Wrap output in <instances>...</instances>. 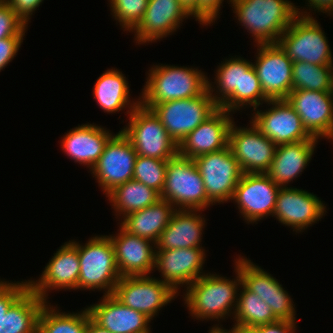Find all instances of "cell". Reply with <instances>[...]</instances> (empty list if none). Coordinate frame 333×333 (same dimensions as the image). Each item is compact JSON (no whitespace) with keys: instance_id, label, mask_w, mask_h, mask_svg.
I'll return each instance as SVG.
<instances>
[{"instance_id":"1","label":"cell","mask_w":333,"mask_h":333,"mask_svg":"<svg viewBox=\"0 0 333 333\" xmlns=\"http://www.w3.org/2000/svg\"><path fill=\"white\" fill-rule=\"evenodd\" d=\"M217 68L215 81L210 82L208 78V91L219 108L233 114L249 105L255 110L269 100L251 61L232 56L231 59H223ZM214 85L217 86L216 91Z\"/></svg>"},{"instance_id":"2","label":"cell","mask_w":333,"mask_h":333,"mask_svg":"<svg viewBox=\"0 0 333 333\" xmlns=\"http://www.w3.org/2000/svg\"><path fill=\"white\" fill-rule=\"evenodd\" d=\"M234 268L236 278L233 280L209 272L186 287L184 303L192 318L219 322V319L233 317L242 284L239 269Z\"/></svg>"},{"instance_id":"3","label":"cell","mask_w":333,"mask_h":333,"mask_svg":"<svg viewBox=\"0 0 333 333\" xmlns=\"http://www.w3.org/2000/svg\"><path fill=\"white\" fill-rule=\"evenodd\" d=\"M231 7L255 45L277 43L297 16L296 6L288 0H232Z\"/></svg>"},{"instance_id":"4","label":"cell","mask_w":333,"mask_h":333,"mask_svg":"<svg viewBox=\"0 0 333 333\" xmlns=\"http://www.w3.org/2000/svg\"><path fill=\"white\" fill-rule=\"evenodd\" d=\"M147 73L141 104L193 98L208 89V77L198 68L156 64Z\"/></svg>"},{"instance_id":"5","label":"cell","mask_w":333,"mask_h":333,"mask_svg":"<svg viewBox=\"0 0 333 333\" xmlns=\"http://www.w3.org/2000/svg\"><path fill=\"white\" fill-rule=\"evenodd\" d=\"M78 249L80 273L77 289L103 290L113 294L121 278L115 261V250L108 235L94 236L85 245L71 240Z\"/></svg>"},{"instance_id":"6","label":"cell","mask_w":333,"mask_h":333,"mask_svg":"<svg viewBox=\"0 0 333 333\" xmlns=\"http://www.w3.org/2000/svg\"><path fill=\"white\" fill-rule=\"evenodd\" d=\"M297 7V16L277 43L293 62L333 65L331 47L321 25L311 12L299 11Z\"/></svg>"},{"instance_id":"7","label":"cell","mask_w":333,"mask_h":333,"mask_svg":"<svg viewBox=\"0 0 333 333\" xmlns=\"http://www.w3.org/2000/svg\"><path fill=\"white\" fill-rule=\"evenodd\" d=\"M160 198L172 203L175 209L204 211L213 206L207 199L203 179L194 160L179 154L168 160Z\"/></svg>"},{"instance_id":"8","label":"cell","mask_w":333,"mask_h":333,"mask_svg":"<svg viewBox=\"0 0 333 333\" xmlns=\"http://www.w3.org/2000/svg\"><path fill=\"white\" fill-rule=\"evenodd\" d=\"M128 117L129 122L121 132L137 155L169 160L178 154V145L151 109L140 103Z\"/></svg>"},{"instance_id":"9","label":"cell","mask_w":333,"mask_h":333,"mask_svg":"<svg viewBox=\"0 0 333 333\" xmlns=\"http://www.w3.org/2000/svg\"><path fill=\"white\" fill-rule=\"evenodd\" d=\"M142 105L155 113L177 145L219 108L208 89L193 98Z\"/></svg>"},{"instance_id":"10","label":"cell","mask_w":333,"mask_h":333,"mask_svg":"<svg viewBox=\"0 0 333 333\" xmlns=\"http://www.w3.org/2000/svg\"><path fill=\"white\" fill-rule=\"evenodd\" d=\"M178 294L168 283L150 275L123 276L113 292L124 306L140 311L150 320Z\"/></svg>"},{"instance_id":"11","label":"cell","mask_w":333,"mask_h":333,"mask_svg":"<svg viewBox=\"0 0 333 333\" xmlns=\"http://www.w3.org/2000/svg\"><path fill=\"white\" fill-rule=\"evenodd\" d=\"M203 179L207 199L214 205L230 202L243 174L230 147L193 159Z\"/></svg>"},{"instance_id":"12","label":"cell","mask_w":333,"mask_h":333,"mask_svg":"<svg viewBox=\"0 0 333 333\" xmlns=\"http://www.w3.org/2000/svg\"><path fill=\"white\" fill-rule=\"evenodd\" d=\"M137 156L132 143L121 130L108 140L103 153L90 170L103 193L107 195L116 186L133 179Z\"/></svg>"},{"instance_id":"13","label":"cell","mask_w":333,"mask_h":333,"mask_svg":"<svg viewBox=\"0 0 333 333\" xmlns=\"http://www.w3.org/2000/svg\"><path fill=\"white\" fill-rule=\"evenodd\" d=\"M280 186L266 173H243L231 201L248 224L273 217Z\"/></svg>"},{"instance_id":"14","label":"cell","mask_w":333,"mask_h":333,"mask_svg":"<svg viewBox=\"0 0 333 333\" xmlns=\"http://www.w3.org/2000/svg\"><path fill=\"white\" fill-rule=\"evenodd\" d=\"M238 256L234 266L239 269L242 284L268 304L279 321L295 322V304L282 284L251 260Z\"/></svg>"},{"instance_id":"15","label":"cell","mask_w":333,"mask_h":333,"mask_svg":"<svg viewBox=\"0 0 333 333\" xmlns=\"http://www.w3.org/2000/svg\"><path fill=\"white\" fill-rule=\"evenodd\" d=\"M270 108L255 109L251 117L253 125L277 146L310 140L313 137L304 128L301 118L286 99L268 100Z\"/></svg>"},{"instance_id":"16","label":"cell","mask_w":333,"mask_h":333,"mask_svg":"<svg viewBox=\"0 0 333 333\" xmlns=\"http://www.w3.org/2000/svg\"><path fill=\"white\" fill-rule=\"evenodd\" d=\"M253 64L264 95L269 100L286 99L292 91L293 61L278 43L257 44Z\"/></svg>"},{"instance_id":"17","label":"cell","mask_w":333,"mask_h":333,"mask_svg":"<svg viewBox=\"0 0 333 333\" xmlns=\"http://www.w3.org/2000/svg\"><path fill=\"white\" fill-rule=\"evenodd\" d=\"M228 146L243 173H266L277 148L251 121L249 127H238L235 122L232 123Z\"/></svg>"},{"instance_id":"18","label":"cell","mask_w":333,"mask_h":333,"mask_svg":"<svg viewBox=\"0 0 333 333\" xmlns=\"http://www.w3.org/2000/svg\"><path fill=\"white\" fill-rule=\"evenodd\" d=\"M321 200L303 189L280 187L273 216L296 233L304 232L325 216L327 208Z\"/></svg>"},{"instance_id":"19","label":"cell","mask_w":333,"mask_h":333,"mask_svg":"<svg viewBox=\"0 0 333 333\" xmlns=\"http://www.w3.org/2000/svg\"><path fill=\"white\" fill-rule=\"evenodd\" d=\"M205 257L204 248L156 250L154 269L161 273L160 280L179 293L180 286L188 287L205 275Z\"/></svg>"},{"instance_id":"20","label":"cell","mask_w":333,"mask_h":333,"mask_svg":"<svg viewBox=\"0 0 333 333\" xmlns=\"http://www.w3.org/2000/svg\"><path fill=\"white\" fill-rule=\"evenodd\" d=\"M53 255L40 278L28 280L29 287L46 302L50 290H77L80 273L78 249L71 241L61 245Z\"/></svg>"},{"instance_id":"21","label":"cell","mask_w":333,"mask_h":333,"mask_svg":"<svg viewBox=\"0 0 333 333\" xmlns=\"http://www.w3.org/2000/svg\"><path fill=\"white\" fill-rule=\"evenodd\" d=\"M286 100L312 137L327 139L330 136L333 130V92L292 90Z\"/></svg>"},{"instance_id":"22","label":"cell","mask_w":333,"mask_h":333,"mask_svg":"<svg viewBox=\"0 0 333 333\" xmlns=\"http://www.w3.org/2000/svg\"><path fill=\"white\" fill-rule=\"evenodd\" d=\"M190 16L178 0H148L142 20L132 31L134 40L138 45L161 40L176 32Z\"/></svg>"},{"instance_id":"23","label":"cell","mask_w":333,"mask_h":333,"mask_svg":"<svg viewBox=\"0 0 333 333\" xmlns=\"http://www.w3.org/2000/svg\"><path fill=\"white\" fill-rule=\"evenodd\" d=\"M233 122L230 112L218 108L181 141L178 154L194 159L228 147L229 130Z\"/></svg>"},{"instance_id":"24","label":"cell","mask_w":333,"mask_h":333,"mask_svg":"<svg viewBox=\"0 0 333 333\" xmlns=\"http://www.w3.org/2000/svg\"><path fill=\"white\" fill-rule=\"evenodd\" d=\"M116 235H109L115 250L118 271L123 276L150 275L154 271L156 244L149 239L128 233L119 226Z\"/></svg>"},{"instance_id":"25","label":"cell","mask_w":333,"mask_h":333,"mask_svg":"<svg viewBox=\"0 0 333 333\" xmlns=\"http://www.w3.org/2000/svg\"><path fill=\"white\" fill-rule=\"evenodd\" d=\"M87 310L90 318L111 333H150L151 320L140 311L124 306L113 294L103 295Z\"/></svg>"},{"instance_id":"26","label":"cell","mask_w":333,"mask_h":333,"mask_svg":"<svg viewBox=\"0 0 333 333\" xmlns=\"http://www.w3.org/2000/svg\"><path fill=\"white\" fill-rule=\"evenodd\" d=\"M114 134L96 124H82L65 133L61 141L62 151L90 170L103 153L106 143Z\"/></svg>"},{"instance_id":"27","label":"cell","mask_w":333,"mask_h":333,"mask_svg":"<svg viewBox=\"0 0 333 333\" xmlns=\"http://www.w3.org/2000/svg\"><path fill=\"white\" fill-rule=\"evenodd\" d=\"M200 211L176 209L156 243V250L203 248L202 232L206 220Z\"/></svg>"},{"instance_id":"28","label":"cell","mask_w":333,"mask_h":333,"mask_svg":"<svg viewBox=\"0 0 333 333\" xmlns=\"http://www.w3.org/2000/svg\"><path fill=\"white\" fill-rule=\"evenodd\" d=\"M317 138L278 145L272 164L266 174L280 187L298 178L310 163Z\"/></svg>"},{"instance_id":"29","label":"cell","mask_w":333,"mask_h":333,"mask_svg":"<svg viewBox=\"0 0 333 333\" xmlns=\"http://www.w3.org/2000/svg\"><path fill=\"white\" fill-rule=\"evenodd\" d=\"M129 87L126 76L120 70L107 69L95 82L93 97L104 112L115 113L124 108L128 110L126 115H130L141 101L140 97L131 101Z\"/></svg>"},{"instance_id":"30","label":"cell","mask_w":333,"mask_h":333,"mask_svg":"<svg viewBox=\"0 0 333 333\" xmlns=\"http://www.w3.org/2000/svg\"><path fill=\"white\" fill-rule=\"evenodd\" d=\"M175 210L172 203L160 198L155 204L124 216L120 226L128 233L156 244Z\"/></svg>"},{"instance_id":"31","label":"cell","mask_w":333,"mask_h":333,"mask_svg":"<svg viewBox=\"0 0 333 333\" xmlns=\"http://www.w3.org/2000/svg\"><path fill=\"white\" fill-rule=\"evenodd\" d=\"M46 301L30 287L0 320V333H37L38 318Z\"/></svg>"},{"instance_id":"32","label":"cell","mask_w":333,"mask_h":333,"mask_svg":"<svg viewBox=\"0 0 333 333\" xmlns=\"http://www.w3.org/2000/svg\"><path fill=\"white\" fill-rule=\"evenodd\" d=\"M115 215L122 218L132 212L142 210L155 204L160 194L145 184L131 179L124 184L116 186L107 196Z\"/></svg>"},{"instance_id":"33","label":"cell","mask_w":333,"mask_h":333,"mask_svg":"<svg viewBox=\"0 0 333 333\" xmlns=\"http://www.w3.org/2000/svg\"><path fill=\"white\" fill-rule=\"evenodd\" d=\"M59 307L52 306L47 301L38 318L37 333H86L90 314L87 308L74 312H60Z\"/></svg>"},{"instance_id":"34","label":"cell","mask_w":333,"mask_h":333,"mask_svg":"<svg viewBox=\"0 0 333 333\" xmlns=\"http://www.w3.org/2000/svg\"><path fill=\"white\" fill-rule=\"evenodd\" d=\"M239 290L237 306L233 315V320L236 321L234 325L254 328L279 321L274 316L271 307L257 294L249 291L243 284Z\"/></svg>"},{"instance_id":"35","label":"cell","mask_w":333,"mask_h":333,"mask_svg":"<svg viewBox=\"0 0 333 333\" xmlns=\"http://www.w3.org/2000/svg\"><path fill=\"white\" fill-rule=\"evenodd\" d=\"M292 90L333 92V65L293 62Z\"/></svg>"},{"instance_id":"36","label":"cell","mask_w":333,"mask_h":333,"mask_svg":"<svg viewBox=\"0 0 333 333\" xmlns=\"http://www.w3.org/2000/svg\"><path fill=\"white\" fill-rule=\"evenodd\" d=\"M168 160H159L138 155L135 161L133 179L161 194L164 187Z\"/></svg>"},{"instance_id":"37","label":"cell","mask_w":333,"mask_h":333,"mask_svg":"<svg viewBox=\"0 0 333 333\" xmlns=\"http://www.w3.org/2000/svg\"><path fill=\"white\" fill-rule=\"evenodd\" d=\"M113 18L123 31L132 32L142 20L148 0H108Z\"/></svg>"},{"instance_id":"38","label":"cell","mask_w":333,"mask_h":333,"mask_svg":"<svg viewBox=\"0 0 333 333\" xmlns=\"http://www.w3.org/2000/svg\"><path fill=\"white\" fill-rule=\"evenodd\" d=\"M27 27L6 2L0 5V39L24 37Z\"/></svg>"},{"instance_id":"39","label":"cell","mask_w":333,"mask_h":333,"mask_svg":"<svg viewBox=\"0 0 333 333\" xmlns=\"http://www.w3.org/2000/svg\"><path fill=\"white\" fill-rule=\"evenodd\" d=\"M24 281L0 280V320L6 315L10 306L29 288V282Z\"/></svg>"},{"instance_id":"40","label":"cell","mask_w":333,"mask_h":333,"mask_svg":"<svg viewBox=\"0 0 333 333\" xmlns=\"http://www.w3.org/2000/svg\"><path fill=\"white\" fill-rule=\"evenodd\" d=\"M224 0H198V23L202 26H208L215 22ZM232 4V0L228 1Z\"/></svg>"},{"instance_id":"41","label":"cell","mask_w":333,"mask_h":333,"mask_svg":"<svg viewBox=\"0 0 333 333\" xmlns=\"http://www.w3.org/2000/svg\"><path fill=\"white\" fill-rule=\"evenodd\" d=\"M22 42L23 37L0 39V72L16 57Z\"/></svg>"},{"instance_id":"42","label":"cell","mask_w":333,"mask_h":333,"mask_svg":"<svg viewBox=\"0 0 333 333\" xmlns=\"http://www.w3.org/2000/svg\"><path fill=\"white\" fill-rule=\"evenodd\" d=\"M44 0H5L13 11L28 26L34 11L41 5ZM31 17V18H30Z\"/></svg>"},{"instance_id":"43","label":"cell","mask_w":333,"mask_h":333,"mask_svg":"<svg viewBox=\"0 0 333 333\" xmlns=\"http://www.w3.org/2000/svg\"><path fill=\"white\" fill-rule=\"evenodd\" d=\"M296 322L278 321L271 324L259 325L253 329L257 333H295L297 330Z\"/></svg>"},{"instance_id":"44","label":"cell","mask_w":333,"mask_h":333,"mask_svg":"<svg viewBox=\"0 0 333 333\" xmlns=\"http://www.w3.org/2000/svg\"><path fill=\"white\" fill-rule=\"evenodd\" d=\"M308 6L306 10H314L317 12H322L327 15V13L333 16V0H306ZM309 2V3H308ZM309 4V5H308Z\"/></svg>"},{"instance_id":"45","label":"cell","mask_w":333,"mask_h":333,"mask_svg":"<svg viewBox=\"0 0 333 333\" xmlns=\"http://www.w3.org/2000/svg\"><path fill=\"white\" fill-rule=\"evenodd\" d=\"M184 9L198 21V0H178Z\"/></svg>"},{"instance_id":"46","label":"cell","mask_w":333,"mask_h":333,"mask_svg":"<svg viewBox=\"0 0 333 333\" xmlns=\"http://www.w3.org/2000/svg\"><path fill=\"white\" fill-rule=\"evenodd\" d=\"M86 333H111L105 328L95 323L91 318L88 319Z\"/></svg>"},{"instance_id":"47","label":"cell","mask_w":333,"mask_h":333,"mask_svg":"<svg viewBox=\"0 0 333 333\" xmlns=\"http://www.w3.org/2000/svg\"><path fill=\"white\" fill-rule=\"evenodd\" d=\"M208 333H234V330L231 328L229 330L224 329L222 325L219 327V324L213 326Z\"/></svg>"},{"instance_id":"48","label":"cell","mask_w":333,"mask_h":333,"mask_svg":"<svg viewBox=\"0 0 333 333\" xmlns=\"http://www.w3.org/2000/svg\"><path fill=\"white\" fill-rule=\"evenodd\" d=\"M232 329L234 330V333H257L253 328H247L238 325H233Z\"/></svg>"},{"instance_id":"49","label":"cell","mask_w":333,"mask_h":333,"mask_svg":"<svg viewBox=\"0 0 333 333\" xmlns=\"http://www.w3.org/2000/svg\"><path fill=\"white\" fill-rule=\"evenodd\" d=\"M327 139H328V140H332V141H333V130H332V132H331L330 136H329Z\"/></svg>"},{"instance_id":"50","label":"cell","mask_w":333,"mask_h":333,"mask_svg":"<svg viewBox=\"0 0 333 333\" xmlns=\"http://www.w3.org/2000/svg\"><path fill=\"white\" fill-rule=\"evenodd\" d=\"M5 2V0H0V5L3 4Z\"/></svg>"}]
</instances>
